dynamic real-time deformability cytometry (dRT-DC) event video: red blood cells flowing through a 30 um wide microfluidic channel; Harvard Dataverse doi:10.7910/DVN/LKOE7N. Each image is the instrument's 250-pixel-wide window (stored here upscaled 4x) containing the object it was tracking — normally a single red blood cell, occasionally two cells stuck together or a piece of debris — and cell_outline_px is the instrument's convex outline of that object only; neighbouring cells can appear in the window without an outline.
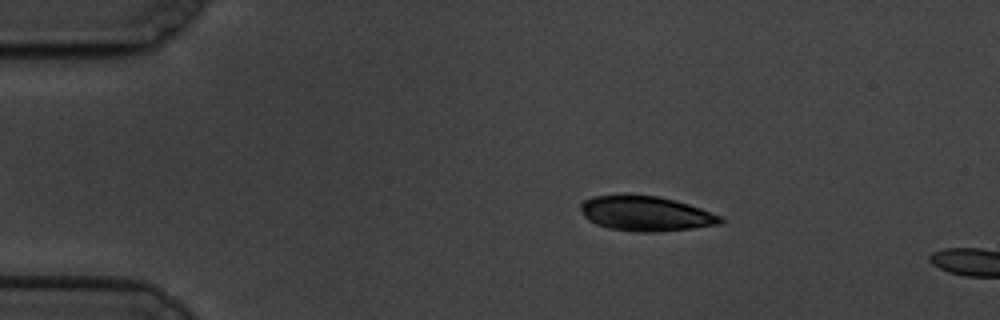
{"species": "common noctule bat (a hibernating species)", "species_latin": "Nyctalus noctula", "temperature_condition": "cold", "stored_images_in_passage": 5, "camera_frame_rate_fps": 3000, "um_per_image_px": 0.085, "animal": {"sex": "male", "body_mass_g": 19.5, "forearm_length_mm": 54.6}, "frame": {"image": 1, "passage_image": 3, "time_ms": 2.333, "image_size_px": [1000, 320], "cell_outline_px": [[724, 220], [720, 224], [692, 228], [656, 232], [640, 232], [608, 228], [596, 224], [588, 220], [584, 216], [580, 208], [580, 204], [584, 200], [592, 196], [620, 192], [632, 192], [660, 196], [676, 200], [724, 216]], "centroid_in_image_um": [54.86, 18.1], "position_along_channel_um": 30.1, "area_um2": 29.36}}